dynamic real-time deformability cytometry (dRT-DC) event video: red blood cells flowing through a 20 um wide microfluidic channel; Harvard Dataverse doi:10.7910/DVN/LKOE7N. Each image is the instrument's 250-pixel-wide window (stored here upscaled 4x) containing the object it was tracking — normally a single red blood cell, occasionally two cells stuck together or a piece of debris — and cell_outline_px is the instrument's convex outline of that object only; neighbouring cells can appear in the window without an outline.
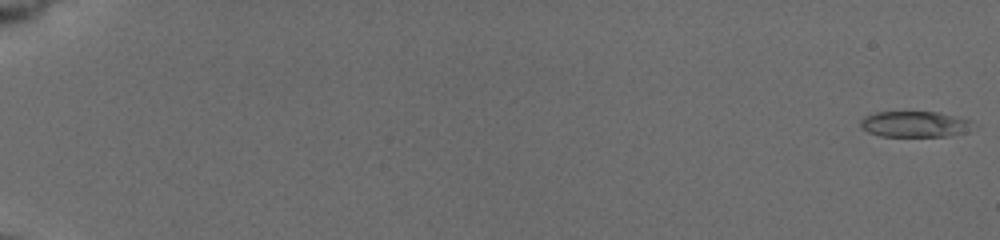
{"species": "common noctule bat (a hibernating species)", "species_latin": "Nyctalus noctula", "temperature_condition": "cold", "stored_images_in_passage": 27, "camera_frame_rate_fps": 3000, "um_per_image_px": 0.085, "animal": {"sex": "female", "body_mass_g": 19.5, "forearm_length_mm": 54.1}, "frame": {"image": 1, "passage_image": 1, "time_ms": 0.0, "image_size_px": [1000, 240], "cell_outline_px": [[972, 120], [964, 132], [948, 136], [880, 136], [868, 132], [860, 124], [860, 120], [864, 116], [876, 112], [940, 112]], "centroid_in_image_um": [77.69, 10.54], "position_along_channel_um": 7.3, "area_um2": 16.7}}
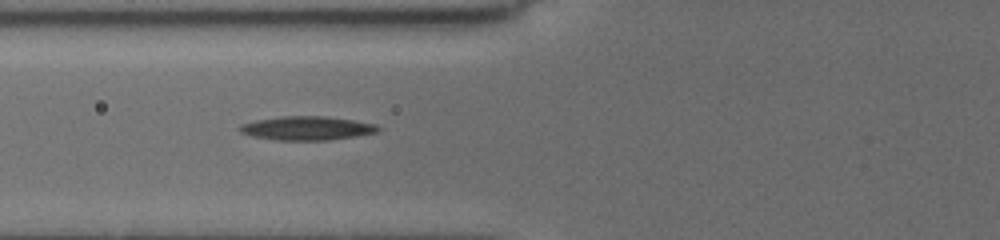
{"frame": {"image": 2, "passage_image": 24, "time_ms": 8.0, "image_size_px": [1000, 240], "cell_outline_px": [[384, 128], [376, 132], [356, 136], [328, 140], [276, 140], [252, 136], [240, 132], [240, 124], [256, 120], [280, 116], [324, 116], [352, 120], [376, 124]], "centroid_in_image_um": [26.1, 10.89], "position_along_channel_um": 99.7, "area_um2": 19.19}}
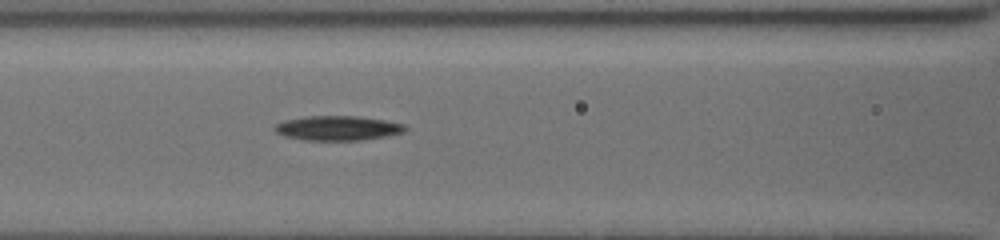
{"frame": {"image": 3, "passage_image": 27, "time_ms": 9.0, "image_size_px": [1000, 240], "cell_outline_px": [[408, 128], [404, 132], [364, 140], [304, 140], [284, 136], [276, 132], [272, 128], [276, 124], [284, 120], [304, 116], [356, 116], [384, 120], [404, 124]], "centroid_in_image_um": [28.67, 10.89], "position_along_channel_um": 137.9, "area_um2": 18.73}}